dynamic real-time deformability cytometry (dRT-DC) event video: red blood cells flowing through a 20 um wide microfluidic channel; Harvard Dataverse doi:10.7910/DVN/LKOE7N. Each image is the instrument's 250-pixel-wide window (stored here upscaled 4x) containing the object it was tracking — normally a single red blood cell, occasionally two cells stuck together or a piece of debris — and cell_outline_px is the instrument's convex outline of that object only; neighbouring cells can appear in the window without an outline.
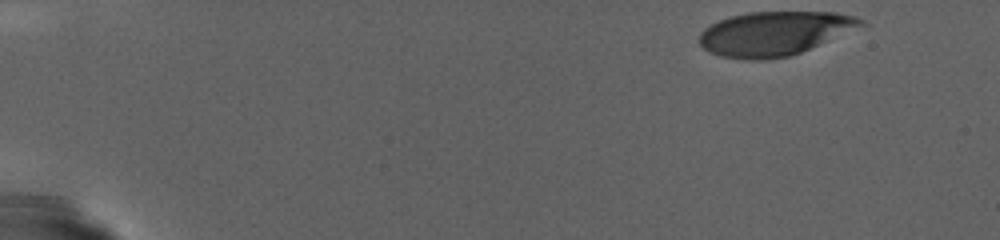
{"species": "human", "species_latin": "Homo sapiens", "temperature_condition": "warm", "stored_images_in_passage": 70, "camera_frame_rate_fps": 3000, "um_per_image_px": 0.085, "donor": {"sex": "female"}, "frame": {"image": 1, "passage_image": 1, "time_ms": 0.0, "image_size_px": [1000, 240], "cell_outline_px": [[868, 24], [800, 52], [788, 56], [760, 60], [748, 60], [720, 56], [704, 48], [700, 44], [700, 32], [704, 28], [720, 20], [732, 16], [748, 12], [836, 12], [856, 16], [864, 20]], "centroid_in_image_um": [65.85, 2.83], "position_along_channel_um": 19.1, "area_um2": 41.21}}
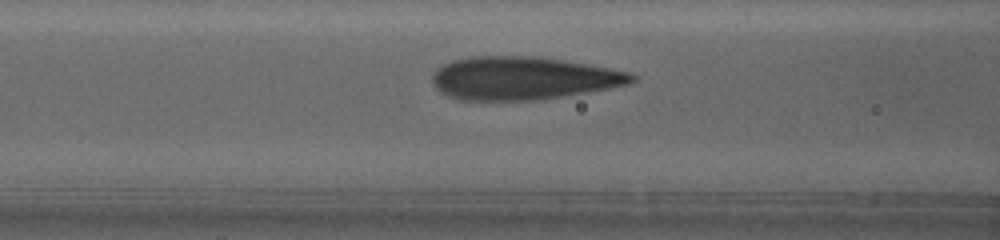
{"frame": {"image": 2, "passage_image": 34, "time_ms": 11.0, "image_size_px": [1000, 240], "cell_outline_px": [[636, 80], [628, 84], [608, 88], [564, 96], [536, 100], [460, 100], [448, 96], [440, 92], [432, 84], [432, 76], [436, 68], [452, 60], [472, 56], [540, 56], [608, 68], [628, 72], [636, 76]], "centroid_in_image_um": [44.4, 6.64], "position_along_channel_um": 122.2, "area_um2": 49.94}}
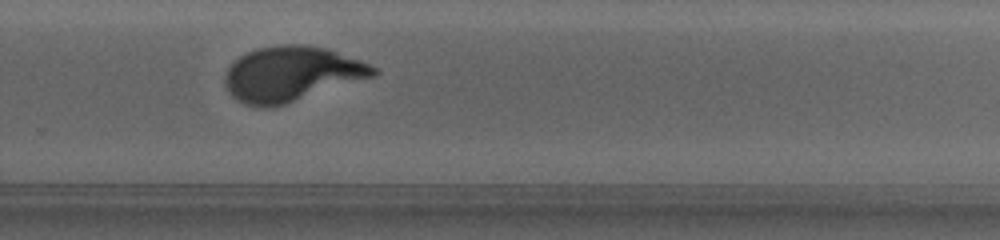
{"frame": {"image": 3, "passage_image": 59, "time_ms": 19.333, "image_size_px": [1000, 240], "cell_outline_px": [[380, 72], [376, 76], [272, 108], [260, 108], [244, 104], [236, 100], [228, 92], [224, 84], [224, 76], [228, 68], [240, 56], [248, 52], [260, 48], [280, 44], [300, 44], [324, 48], [360, 60], [376, 68]], "centroid_in_image_um": [24.75, 6.31], "position_along_channel_um": 305.0, "area_um2": 47.51}}